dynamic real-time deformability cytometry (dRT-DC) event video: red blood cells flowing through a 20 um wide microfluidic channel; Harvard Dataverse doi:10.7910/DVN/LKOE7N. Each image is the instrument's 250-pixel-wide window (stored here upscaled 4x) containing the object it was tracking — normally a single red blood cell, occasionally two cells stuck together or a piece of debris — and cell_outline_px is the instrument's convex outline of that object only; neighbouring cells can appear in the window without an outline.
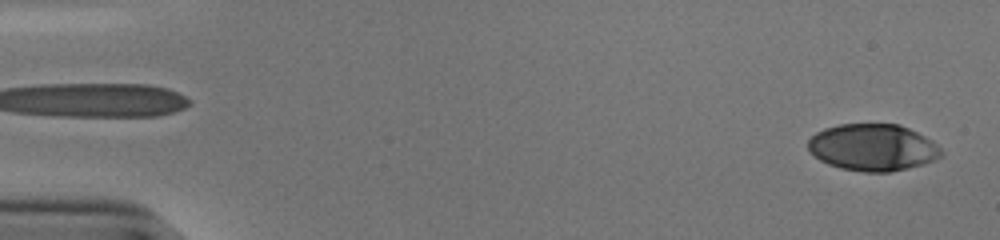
{"species": "human", "species_latin": "Homo sapiens", "temperature_condition": "cold", "stored_images_in_passage": 52, "camera_frame_rate_fps": 3000, "um_per_image_px": 0.085, "donor": {"sex": "male"}, "frame": {"image": 1, "passage_image": 1, "time_ms": 0.0, "image_size_px": [1000, 240], "cell_outline_px": [[944, 156], [936, 160], [924, 164], [908, 168], [888, 172], [864, 172], [840, 168], [828, 164], [820, 160], [808, 148], [808, 140], [816, 132], [824, 128], [840, 124], [900, 124], [932, 140], [944, 152]], "centroid_in_image_um": [74.22, 12.53], "position_along_channel_um": 10.8, "area_um2": 36.47}}
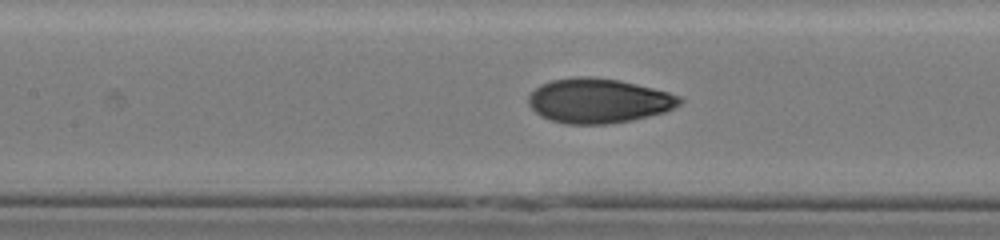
{"frame": {"image": 2, "passage_image": 24, "time_ms": 7.667, "image_size_px": [1000, 240], "cell_outline_px": [[684, 100], [680, 104], [664, 112], [632, 120], [604, 124], [564, 124], [548, 120], [540, 116], [528, 104], [528, 96], [540, 84], [552, 80], [576, 76], [588, 76], [620, 80], [668, 92], [680, 96]], "centroid_in_image_um": [50.85, 8.56], "position_along_channel_um": 156.6, "area_um2": 39.36}}
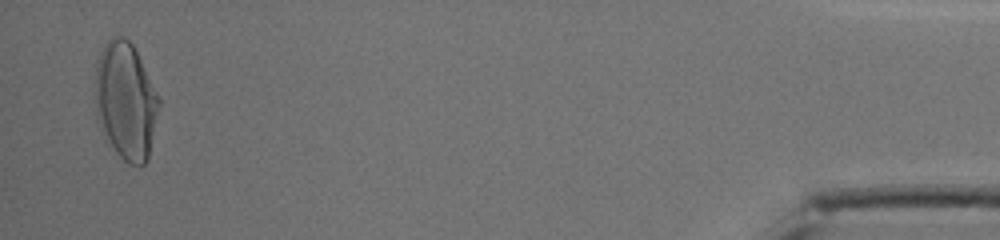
{"frame": {"image": 3, "passage_image": 51, "time_ms": 16.667, "image_size_px": [1000, 240], "cell_outline_px": [[160, 104], [148, 160], [140, 168], [128, 164], [104, 140], [100, 132], [96, 120], [92, 88], [96, 60], [104, 44], [112, 36], [124, 36], [132, 44], [160, 96]], "centroid_in_image_um": [10.63, 8.6], "position_along_channel_um": 424.6, "area_um2": 45.2}, "authors_computed_cell_mechanics": {"area_um2": 38.0324, "velocity_mm_per_s": 3.8743, "shape_relaxation_time_tau1_ms": 5.0781, "shape_relaxation_time_tau2_ms": 0.9183, "deformation_change_tau1": 0.2181, "deformation_change_tau2": 0.0508}}